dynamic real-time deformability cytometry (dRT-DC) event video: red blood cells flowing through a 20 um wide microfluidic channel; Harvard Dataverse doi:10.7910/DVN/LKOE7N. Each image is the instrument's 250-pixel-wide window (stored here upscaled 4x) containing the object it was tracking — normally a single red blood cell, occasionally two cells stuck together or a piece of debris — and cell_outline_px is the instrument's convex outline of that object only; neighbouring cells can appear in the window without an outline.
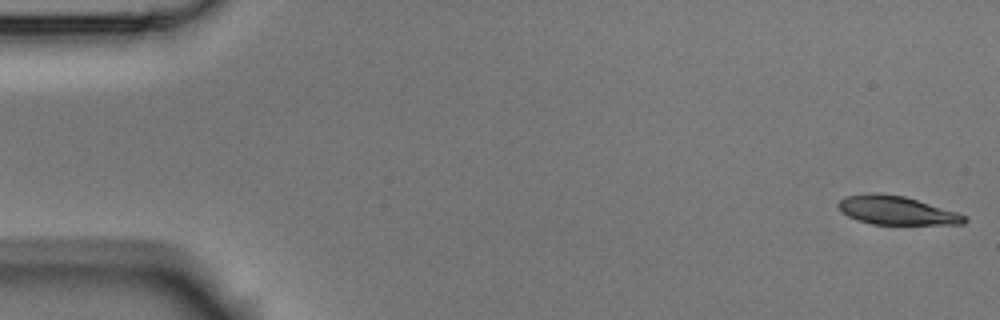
{"species": "Egyptian fruit bat (a non-hibernating species)", "species_latin": "Rousettus aegyptiacus", "temperature_condition": "room temperature", "stored_images_in_passage": 54, "camera_frame_rate_fps": 3000, "um_per_image_px": 0.085, "animal": {"sex": "male"}, "frame": {"image": 1, "passage_image": 1, "time_ms": 0.0, "image_size_px": [1000, 320], "cell_outline_px": [[968, 220], [964, 224], [872, 224], [856, 220], [840, 212], [836, 204], [844, 196], [868, 192], [876, 192], [904, 196], [956, 212], [968, 216]], "centroid_in_image_um": [76.14, 17.87], "position_along_channel_um": 8.9, "area_um2": 21.21}}
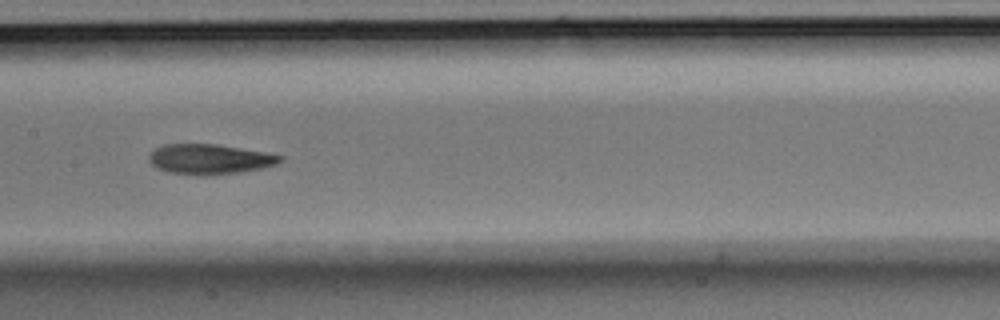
{"frame": {"image": 2, "passage_image": 26, "time_ms": 8.333, "image_size_px": [1000, 320], "cell_outline_px": [[284, 160], [276, 164], [260, 168], [240, 172], [204, 176], [168, 172], [156, 168], [148, 160], [148, 156], [156, 148], [164, 144], [216, 144], [264, 152], [284, 156]], "centroid_in_image_um": [17.8, 13.53], "position_along_channel_um": 189.6, "area_um2": 22.95}}
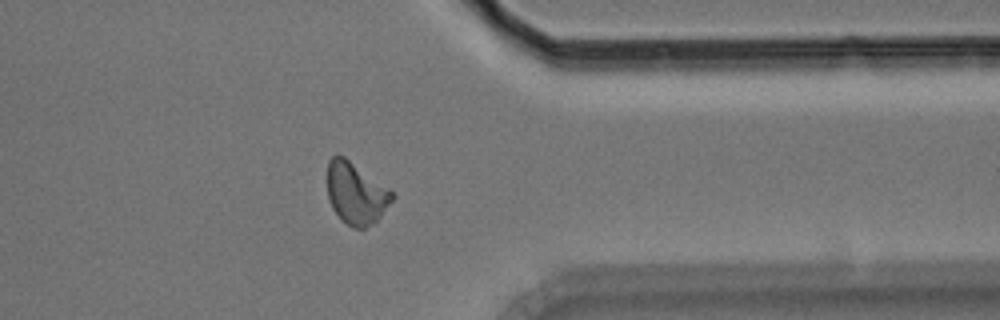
{"frame": {"image": 3, "passage_image": 42, "time_ms": 13.667, "image_size_px": [1000, 320], "cell_outline_px": [[396, 196], [380, 216], [372, 224], [364, 228], [356, 228], [348, 224], [332, 208], [328, 196], [328, 160], [332, 156], [344, 156], [388, 188]], "centroid_in_image_um": [30.26, 16.42], "position_along_channel_um": 381.1, "area_um2": 22.77}, "authors_computed_cell_mechanics": {"area_um2": 22.542, "velocity_mm_per_s": 3.7581, "shape_relaxation_time_tau1_ms": 3.759, "shape_relaxation_time_tau2_ms": 1.8048, "deformation_change_tau1": 0.1521, "deformation_change_tau2": 0.0894}}